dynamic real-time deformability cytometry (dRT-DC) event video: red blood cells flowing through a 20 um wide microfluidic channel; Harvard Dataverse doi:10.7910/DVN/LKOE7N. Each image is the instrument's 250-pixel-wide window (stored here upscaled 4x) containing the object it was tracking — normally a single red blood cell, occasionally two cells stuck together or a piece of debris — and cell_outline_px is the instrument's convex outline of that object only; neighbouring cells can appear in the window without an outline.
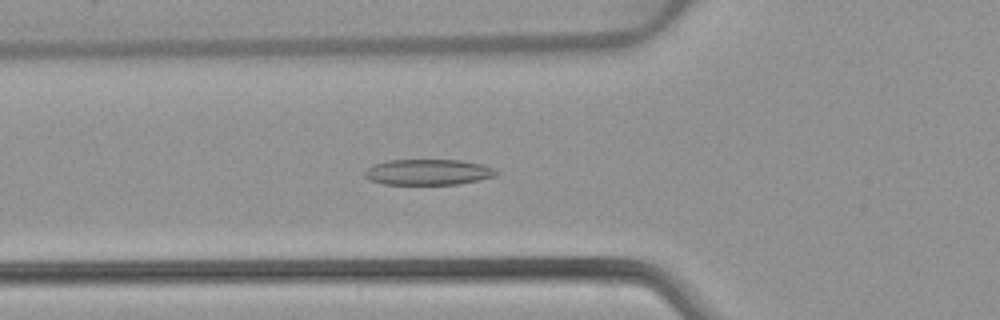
{"species": "common noctule bat (a hibernating species)", "species_latin": "Nyctalus noctula", "temperature_condition": "warm", "stored_images_in_passage": 54, "segment_of_instrument_passage": [1, 2], "camera_frame_rate_fps": 3000, "um_per_image_px": 0.085, "animal": {"sex": "female", "body_mass_g": 22.7, "forearm_length_mm": 54.2}, "frame": {"image": 1, "passage_image": 19, "time_ms": 6.0, "image_size_px": [1000, 320], "cell_outline_px": [[500, 172], [496, 176], [480, 180], [460, 184], [384, 184], [368, 180], [364, 176], [364, 168], [372, 164], [388, 160], [460, 160], [484, 164]], "centroid_in_image_um": [36.37, 14.62], "position_along_channel_um": 89.4, "area_um2": 20.06}}
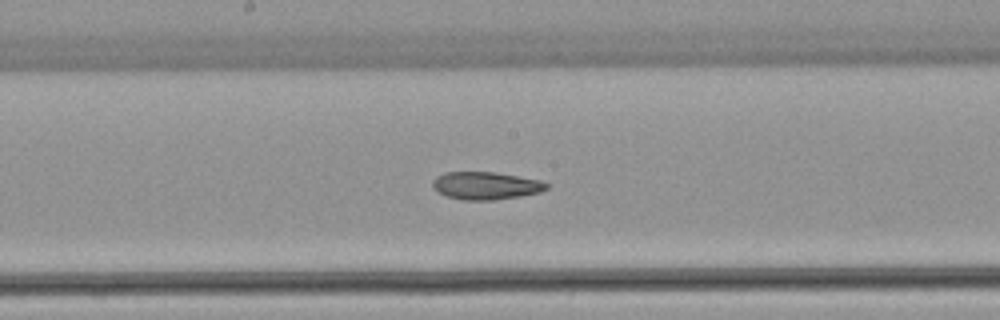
{"frame": {"image": 2, "passage_image": 28, "time_ms": 9.0, "image_size_px": [1000, 320], "cell_outline_px": [[548, 188], [540, 192], [520, 196], [492, 200], [460, 200], [444, 196], [436, 192], [432, 188], [432, 180], [436, 176], [444, 172], [496, 172], [540, 180], [548, 184]], "centroid_in_image_um": [41.23, 15.78], "position_along_channel_um": 207.0, "area_um2": 18.61}}
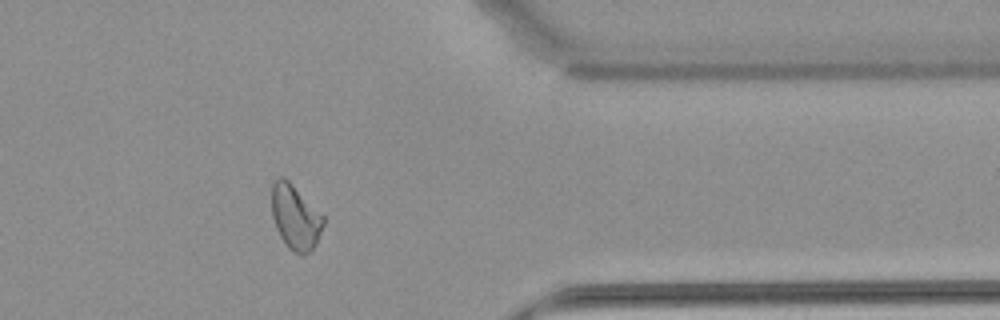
{"frame": {"image": 3, "passage_image": 43, "time_ms": 14.0, "image_size_px": [1000, 320], "cell_outline_px": [[324, 224], [316, 244], [304, 256], [288, 248], [280, 236], [276, 228], [272, 216], [272, 184], [276, 176], [284, 176], [324, 216]], "centroid_in_image_um": [25.09, 18.44], "position_along_channel_um": 386.3, "area_um2": 19.42}}